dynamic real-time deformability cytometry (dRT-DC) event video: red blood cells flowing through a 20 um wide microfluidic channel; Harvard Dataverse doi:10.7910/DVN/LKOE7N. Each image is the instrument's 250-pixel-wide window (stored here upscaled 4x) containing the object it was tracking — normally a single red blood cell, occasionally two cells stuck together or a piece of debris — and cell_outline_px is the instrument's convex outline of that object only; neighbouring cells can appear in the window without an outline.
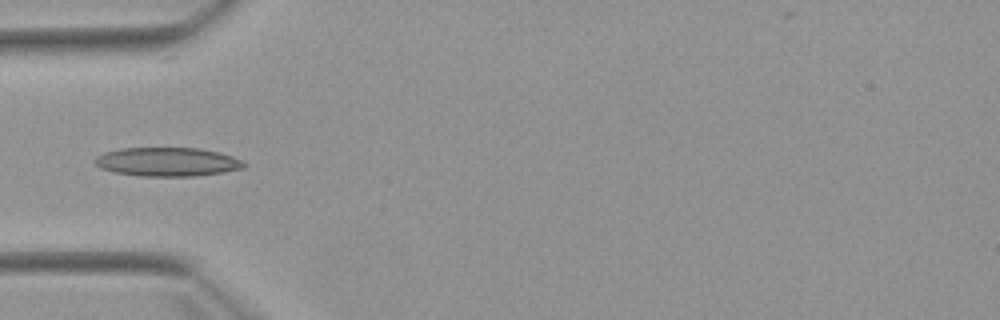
{"species": "Egyptian fruit bat (a non-hibernating species)", "species_latin": "Rousettus aegyptiacus", "temperature_condition": "warm", "stored_images_in_passage": 4, "camera_frame_rate_fps": 3000, "um_per_image_px": 0.085, "animal": {"sex": "female"}, "frame": {"image": 1, "passage_image": 4, "time_ms": 3.333, "image_size_px": [1000, 320], "cell_outline_px": [[248, 164], [244, 168], [224, 172], [196, 176], [140, 176], [116, 172], [100, 168], [96, 164], [96, 156], [104, 152], [120, 148], [200, 148], [220, 152], [232, 156]], "centroid_in_image_um": [14.26, 13.75], "position_along_channel_um": 70.7, "area_um2": 25.09}}